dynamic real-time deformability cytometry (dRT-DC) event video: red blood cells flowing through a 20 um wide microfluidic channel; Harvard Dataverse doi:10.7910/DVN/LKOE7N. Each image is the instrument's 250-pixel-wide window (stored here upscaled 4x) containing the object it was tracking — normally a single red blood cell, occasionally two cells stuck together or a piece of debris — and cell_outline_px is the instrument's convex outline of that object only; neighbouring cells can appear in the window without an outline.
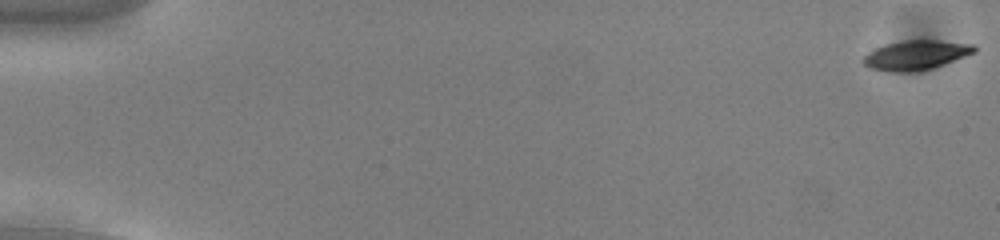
{"species": "common noctule bat (a hibernating species)", "species_latin": "Nyctalus noctula", "temperature_condition": "cold", "stored_images_in_passage": 55, "camera_frame_rate_fps": 3000, "um_per_image_px": 0.085, "animal": {"sex": "male", "body_mass_g": 13.0, "forearm_length_mm": 53.1}, "frame": {"image": 1, "passage_image": 1, "time_ms": 0.0, "image_size_px": [1000, 240], "cell_outline_px": [[976, 52], [944, 64], [932, 68], [912, 72], [888, 72], [868, 68], [860, 60], [868, 52], [876, 48], [888, 44], [908, 40], [936, 40], [976, 44]], "centroid_in_image_um": [77.85, 4.69], "position_along_channel_um": 7.2, "area_um2": 19.13}}
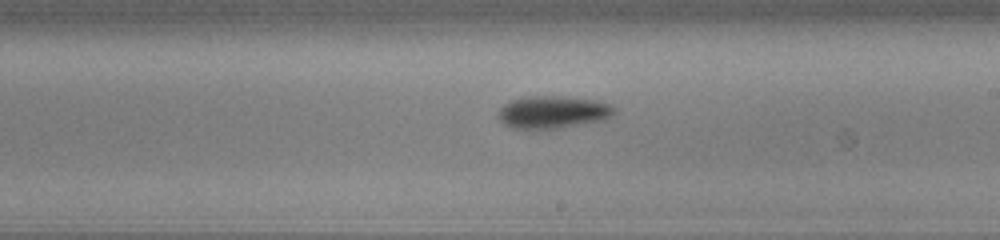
{"frame": {"image": 2, "passage_image": 33, "time_ms": 10.667, "image_size_px": [1000, 240], "cell_outline_px": [[616, 112], [612, 116], [604, 120], [556, 128], [512, 128], [504, 124], [496, 116], [500, 108], [504, 104], [512, 100], [524, 96], [568, 96], [596, 100], [608, 104], [616, 108]], "centroid_in_image_um": [46.99, 9.51], "position_along_channel_um": 242.0, "area_um2": 22.02}}
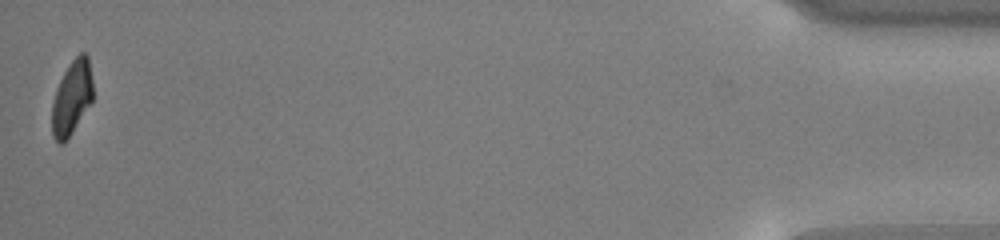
{"frame": {"image": 3, "passage_image": 55, "time_ms": 18.0, "image_size_px": [1000, 240], "cell_outline_px": [[92, 100], [72, 132], [64, 144], [60, 144], [52, 136], [52, 104], [56, 88], [64, 72], [72, 60], [80, 52], [84, 52], [88, 56], [92, 80]], "centroid_in_image_um": [6.09, 8.3], "position_along_channel_um": 429.1, "area_um2": 17.51}, "authors_computed_cell_mechanics": {"area_um2": 19.5942, "velocity_mm_per_s": 3.7815, "shape_relaxation_time_tau1_ms": 1.778, "shape_relaxation_time_tau2_ms": null, "deformation_change_tau1": 0.1253, "deformation_change_tau2": null}}